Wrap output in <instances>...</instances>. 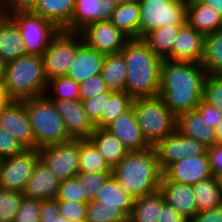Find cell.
Returning a JSON list of instances; mask_svg holds the SVG:
<instances>
[{"mask_svg": "<svg viewBox=\"0 0 222 222\" xmlns=\"http://www.w3.org/2000/svg\"><path fill=\"white\" fill-rule=\"evenodd\" d=\"M206 75L201 63L163 59L159 96L176 117L196 109Z\"/></svg>", "mask_w": 222, "mask_h": 222, "instance_id": "cell-1", "label": "cell"}, {"mask_svg": "<svg viewBox=\"0 0 222 222\" xmlns=\"http://www.w3.org/2000/svg\"><path fill=\"white\" fill-rule=\"evenodd\" d=\"M120 53L127 67L125 92L133 99L159 96L163 59L143 39H129Z\"/></svg>", "mask_w": 222, "mask_h": 222, "instance_id": "cell-2", "label": "cell"}, {"mask_svg": "<svg viewBox=\"0 0 222 222\" xmlns=\"http://www.w3.org/2000/svg\"><path fill=\"white\" fill-rule=\"evenodd\" d=\"M162 175L154 147L128 152L112 168V176L134 198L159 191Z\"/></svg>", "mask_w": 222, "mask_h": 222, "instance_id": "cell-3", "label": "cell"}, {"mask_svg": "<svg viewBox=\"0 0 222 222\" xmlns=\"http://www.w3.org/2000/svg\"><path fill=\"white\" fill-rule=\"evenodd\" d=\"M47 82L41 56L27 54L7 62L3 84L11 100L44 95Z\"/></svg>", "mask_w": 222, "mask_h": 222, "instance_id": "cell-4", "label": "cell"}, {"mask_svg": "<svg viewBox=\"0 0 222 222\" xmlns=\"http://www.w3.org/2000/svg\"><path fill=\"white\" fill-rule=\"evenodd\" d=\"M34 135V149L71 140L62 117L45 94L22 100Z\"/></svg>", "mask_w": 222, "mask_h": 222, "instance_id": "cell-5", "label": "cell"}, {"mask_svg": "<svg viewBox=\"0 0 222 222\" xmlns=\"http://www.w3.org/2000/svg\"><path fill=\"white\" fill-rule=\"evenodd\" d=\"M132 106L142 136L150 147H155L176 130L177 117L160 96L136 98Z\"/></svg>", "mask_w": 222, "mask_h": 222, "instance_id": "cell-6", "label": "cell"}, {"mask_svg": "<svg viewBox=\"0 0 222 222\" xmlns=\"http://www.w3.org/2000/svg\"><path fill=\"white\" fill-rule=\"evenodd\" d=\"M139 39L160 27L187 23V0H140Z\"/></svg>", "mask_w": 222, "mask_h": 222, "instance_id": "cell-7", "label": "cell"}, {"mask_svg": "<svg viewBox=\"0 0 222 222\" xmlns=\"http://www.w3.org/2000/svg\"><path fill=\"white\" fill-rule=\"evenodd\" d=\"M9 17L20 30L27 54L42 56L59 29L32 11L13 12Z\"/></svg>", "mask_w": 222, "mask_h": 222, "instance_id": "cell-8", "label": "cell"}, {"mask_svg": "<svg viewBox=\"0 0 222 222\" xmlns=\"http://www.w3.org/2000/svg\"><path fill=\"white\" fill-rule=\"evenodd\" d=\"M83 43L80 33L59 31L41 56L47 80L66 76L75 58L76 50Z\"/></svg>", "mask_w": 222, "mask_h": 222, "instance_id": "cell-9", "label": "cell"}, {"mask_svg": "<svg viewBox=\"0 0 222 222\" xmlns=\"http://www.w3.org/2000/svg\"><path fill=\"white\" fill-rule=\"evenodd\" d=\"M40 160L61 181L79 172L80 139H71L38 149Z\"/></svg>", "mask_w": 222, "mask_h": 222, "instance_id": "cell-10", "label": "cell"}, {"mask_svg": "<svg viewBox=\"0 0 222 222\" xmlns=\"http://www.w3.org/2000/svg\"><path fill=\"white\" fill-rule=\"evenodd\" d=\"M39 160L38 149H25L0 160V188L22 193Z\"/></svg>", "mask_w": 222, "mask_h": 222, "instance_id": "cell-11", "label": "cell"}, {"mask_svg": "<svg viewBox=\"0 0 222 222\" xmlns=\"http://www.w3.org/2000/svg\"><path fill=\"white\" fill-rule=\"evenodd\" d=\"M154 149L158 157V164L163 172L170 164L184 158L205 154L208 147L199 141L187 137L177 129L165 139L160 141Z\"/></svg>", "mask_w": 222, "mask_h": 222, "instance_id": "cell-12", "label": "cell"}, {"mask_svg": "<svg viewBox=\"0 0 222 222\" xmlns=\"http://www.w3.org/2000/svg\"><path fill=\"white\" fill-rule=\"evenodd\" d=\"M79 33L88 47L104 55L119 53L129 40L111 21H96Z\"/></svg>", "mask_w": 222, "mask_h": 222, "instance_id": "cell-13", "label": "cell"}, {"mask_svg": "<svg viewBox=\"0 0 222 222\" xmlns=\"http://www.w3.org/2000/svg\"><path fill=\"white\" fill-rule=\"evenodd\" d=\"M0 128L9 132L25 149H34V135L22 100H10L0 108Z\"/></svg>", "mask_w": 222, "mask_h": 222, "instance_id": "cell-14", "label": "cell"}, {"mask_svg": "<svg viewBox=\"0 0 222 222\" xmlns=\"http://www.w3.org/2000/svg\"><path fill=\"white\" fill-rule=\"evenodd\" d=\"M214 176L211 171L209 156L205 154L184 158L170 164L164 171L161 181H174L181 184L195 183Z\"/></svg>", "mask_w": 222, "mask_h": 222, "instance_id": "cell-15", "label": "cell"}, {"mask_svg": "<svg viewBox=\"0 0 222 222\" xmlns=\"http://www.w3.org/2000/svg\"><path fill=\"white\" fill-rule=\"evenodd\" d=\"M55 110L64 120L67 133L71 139H89L95 126L84 111L81 100L51 99Z\"/></svg>", "mask_w": 222, "mask_h": 222, "instance_id": "cell-16", "label": "cell"}, {"mask_svg": "<svg viewBox=\"0 0 222 222\" xmlns=\"http://www.w3.org/2000/svg\"><path fill=\"white\" fill-rule=\"evenodd\" d=\"M118 0H75L71 32L79 33L96 21H110Z\"/></svg>", "mask_w": 222, "mask_h": 222, "instance_id": "cell-17", "label": "cell"}, {"mask_svg": "<svg viewBox=\"0 0 222 222\" xmlns=\"http://www.w3.org/2000/svg\"><path fill=\"white\" fill-rule=\"evenodd\" d=\"M105 129L114 135L128 152L143 151L150 148L142 136L133 106Z\"/></svg>", "mask_w": 222, "mask_h": 222, "instance_id": "cell-18", "label": "cell"}, {"mask_svg": "<svg viewBox=\"0 0 222 222\" xmlns=\"http://www.w3.org/2000/svg\"><path fill=\"white\" fill-rule=\"evenodd\" d=\"M205 36L188 23L181 26L172 47V61L200 63L203 56Z\"/></svg>", "mask_w": 222, "mask_h": 222, "instance_id": "cell-19", "label": "cell"}, {"mask_svg": "<svg viewBox=\"0 0 222 222\" xmlns=\"http://www.w3.org/2000/svg\"><path fill=\"white\" fill-rule=\"evenodd\" d=\"M61 180L39 160L28 179L22 192L23 196L38 200L53 199L56 197Z\"/></svg>", "mask_w": 222, "mask_h": 222, "instance_id": "cell-20", "label": "cell"}, {"mask_svg": "<svg viewBox=\"0 0 222 222\" xmlns=\"http://www.w3.org/2000/svg\"><path fill=\"white\" fill-rule=\"evenodd\" d=\"M159 191L164 195L165 201L188 221L198 212L192 185L161 181Z\"/></svg>", "mask_w": 222, "mask_h": 222, "instance_id": "cell-21", "label": "cell"}, {"mask_svg": "<svg viewBox=\"0 0 222 222\" xmlns=\"http://www.w3.org/2000/svg\"><path fill=\"white\" fill-rule=\"evenodd\" d=\"M105 55L83 43L77 50L67 77L80 84L87 78L101 74Z\"/></svg>", "mask_w": 222, "mask_h": 222, "instance_id": "cell-22", "label": "cell"}, {"mask_svg": "<svg viewBox=\"0 0 222 222\" xmlns=\"http://www.w3.org/2000/svg\"><path fill=\"white\" fill-rule=\"evenodd\" d=\"M176 129L183 135L193 138L206 147L217 143L215 128L209 124L197 109L185 112L177 117Z\"/></svg>", "mask_w": 222, "mask_h": 222, "instance_id": "cell-23", "label": "cell"}, {"mask_svg": "<svg viewBox=\"0 0 222 222\" xmlns=\"http://www.w3.org/2000/svg\"><path fill=\"white\" fill-rule=\"evenodd\" d=\"M75 0H37L33 13L53 23L59 30L71 32Z\"/></svg>", "mask_w": 222, "mask_h": 222, "instance_id": "cell-24", "label": "cell"}, {"mask_svg": "<svg viewBox=\"0 0 222 222\" xmlns=\"http://www.w3.org/2000/svg\"><path fill=\"white\" fill-rule=\"evenodd\" d=\"M187 23L204 36L222 28L218 12L199 0H187Z\"/></svg>", "mask_w": 222, "mask_h": 222, "instance_id": "cell-25", "label": "cell"}, {"mask_svg": "<svg viewBox=\"0 0 222 222\" xmlns=\"http://www.w3.org/2000/svg\"><path fill=\"white\" fill-rule=\"evenodd\" d=\"M27 55L20 30L9 16L0 15V56L6 61Z\"/></svg>", "mask_w": 222, "mask_h": 222, "instance_id": "cell-26", "label": "cell"}, {"mask_svg": "<svg viewBox=\"0 0 222 222\" xmlns=\"http://www.w3.org/2000/svg\"><path fill=\"white\" fill-rule=\"evenodd\" d=\"M93 201L100 202V206L118 207L129 217L134 197L127 193L111 174L97 191Z\"/></svg>", "mask_w": 222, "mask_h": 222, "instance_id": "cell-27", "label": "cell"}, {"mask_svg": "<svg viewBox=\"0 0 222 222\" xmlns=\"http://www.w3.org/2000/svg\"><path fill=\"white\" fill-rule=\"evenodd\" d=\"M89 140L97 147L111 168L117 165L128 153L124 145L105 128H95Z\"/></svg>", "mask_w": 222, "mask_h": 222, "instance_id": "cell-28", "label": "cell"}, {"mask_svg": "<svg viewBox=\"0 0 222 222\" xmlns=\"http://www.w3.org/2000/svg\"><path fill=\"white\" fill-rule=\"evenodd\" d=\"M164 202L160 191L134 198L128 222H157Z\"/></svg>", "mask_w": 222, "mask_h": 222, "instance_id": "cell-29", "label": "cell"}, {"mask_svg": "<svg viewBox=\"0 0 222 222\" xmlns=\"http://www.w3.org/2000/svg\"><path fill=\"white\" fill-rule=\"evenodd\" d=\"M110 21L129 39H139V2L119 3Z\"/></svg>", "mask_w": 222, "mask_h": 222, "instance_id": "cell-30", "label": "cell"}, {"mask_svg": "<svg viewBox=\"0 0 222 222\" xmlns=\"http://www.w3.org/2000/svg\"><path fill=\"white\" fill-rule=\"evenodd\" d=\"M181 26L160 27L148 32L142 39L158 57L172 60V47Z\"/></svg>", "mask_w": 222, "mask_h": 222, "instance_id": "cell-31", "label": "cell"}, {"mask_svg": "<svg viewBox=\"0 0 222 222\" xmlns=\"http://www.w3.org/2000/svg\"><path fill=\"white\" fill-rule=\"evenodd\" d=\"M126 69L125 60L120 52L105 55L101 76L109 90L125 92Z\"/></svg>", "mask_w": 222, "mask_h": 222, "instance_id": "cell-32", "label": "cell"}, {"mask_svg": "<svg viewBox=\"0 0 222 222\" xmlns=\"http://www.w3.org/2000/svg\"><path fill=\"white\" fill-rule=\"evenodd\" d=\"M198 212L222 205V190L216 176L201 180L192 185Z\"/></svg>", "mask_w": 222, "mask_h": 222, "instance_id": "cell-33", "label": "cell"}, {"mask_svg": "<svg viewBox=\"0 0 222 222\" xmlns=\"http://www.w3.org/2000/svg\"><path fill=\"white\" fill-rule=\"evenodd\" d=\"M200 63L207 74H222V29L205 36Z\"/></svg>", "mask_w": 222, "mask_h": 222, "instance_id": "cell-34", "label": "cell"}, {"mask_svg": "<svg viewBox=\"0 0 222 222\" xmlns=\"http://www.w3.org/2000/svg\"><path fill=\"white\" fill-rule=\"evenodd\" d=\"M133 100L126 92L105 91V106L100 116V128H106L128 111L132 107Z\"/></svg>", "mask_w": 222, "mask_h": 222, "instance_id": "cell-35", "label": "cell"}, {"mask_svg": "<svg viewBox=\"0 0 222 222\" xmlns=\"http://www.w3.org/2000/svg\"><path fill=\"white\" fill-rule=\"evenodd\" d=\"M79 171L88 173H112V168L89 139H80Z\"/></svg>", "mask_w": 222, "mask_h": 222, "instance_id": "cell-36", "label": "cell"}, {"mask_svg": "<svg viewBox=\"0 0 222 222\" xmlns=\"http://www.w3.org/2000/svg\"><path fill=\"white\" fill-rule=\"evenodd\" d=\"M45 95L49 99L80 100V86L67 76L48 80Z\"/></svg>", "mask_w": 222, "mask_h": 222, "instance_id": "cell-37", "label": "cell"}, {"mask_svg": "<svg viewBox=\"0 0 222 222\" xmlns=\"http://www.w3.org/2000/svg\"><path fill=\"white\" fill-rule=\"evenodd\" d=\"M86 222H128V217L118 207L100 206L98 201H89Z\"/></svg>", "mask_w": 222, "mask_h": 222, "instance_id": "cell-38", "label": "cell"}, {"mask_svg": "<svg viewBox=\"0 0 222 222\" xmlns=\"http://www.w3.org/2000/svg\"><path fill=\"white\" fill-rule=\"evenodd\" d=\"M23 194L0 188V222H13Z\"/></svg>", "mask_w": 222, "mask_h": 222, "instance_id": "cell-39", "label": "cell"}, {"mask_svg": "<svg viewBox=\"0 0 222 222\" xmlns=\"http://www.w3.org/2000/svg\"><path fill=\"white\" fill-rule=\"evenodd\" d=\"M203 100L222 112V74L206 75Z\"/></svg>", "mask_w": 222, "mask_h": 222, "instance_id": "cell-40", "label": "cell"}, {"mask_svg": "<svg viewBox=\"0 0 222 222\" xmlns=\"http://www.w3.org/2000/svg\"><path fill=\"white\" fill-rule=\"evenodd\" d=\"M55 199L74 202H89L85 198L84 189L76 176L60 182Z\"/></svg>", "mask_w": 222, "mask_h": 222, "instance_id": "cell-41", "label": "cell"}, {"mask_svg": "<svg viewBox=\"0 0 222 222\" xmlns=\"http://www.w3.org/2000/svg\"><path fill=\"white\" fill-rule=\"evenodd\" d=\"M111 174L112 173H88L80 171L76 174L79 183L84 189L85 198L88 201H93L97 191Z\"/></svg>", "mask_w": 222, "mask_h": 222, "instance_id": "cell-42", "label": "cell"}, {"mask_svg": "<svg viewBox=\"0 0 222 222\" xmlns=\"http://www.w3.org/2000/svg\"><path fill=\"white\" fill-rule=\"evenodd\" d=\"M41 200L23 196L13 222H40Z\"/></svg>", "mask_w": 222, "mask_h": 222, "instance_id": "cell-43", "label": "cell"}, {"mask_svg": "<svg viewBox=\"0 0 222 222\" xmlns=\"http://www.w3.org/2000/svg\"><path fill=\"white\" fill-rule=\"evenodd\" d=\"M60 214L70 222H86L88 202L57 200Z\"/></svg>", "mask_w": 222, "mask_h": 222, "instance_id": "cell-44", "label": "cell"}, {"mask_svg": "<svg viewBox=\"0 0 222 222\" xmlns=\"http://www.w3.org/2000/svg\"><path fill=\"white\" fill-rule=\"evenodd\" d=\"M84 111L95 128H100V116L105 106V92H101L92 98L81 100Z\"/></svg>", "mask_w": 222, "mask_h": 222, "instance_id": "cell-45", "label": "cell"}, {"mask_svg": "<svg viewBox=\"0 0 222 222\" xmlns=\"http://www.w3.org/2000/svg\"><path fill=\"white\" fill-rule=\"evenodd\" d=\"M80 86V100H86L95 95L108 91L104 79L101 74L87 78Z\"/></svg>", "mask_w": 222, "mask_h": 222, "instance_id": "cell-46", "label": "cell"}, {"mask_svg": "<svg viewBox=\"0 0 222 222\" xmlns=\"http://www.w3.org/2000/svg\"><path fill=\"white\" fill-rule=\"evenodd\" d=\"M25 148L9 132L0 128V160L19 154Z\"/></svg>", "mask_w": 222, "mask_h": 222, "instance_id": "cell-47", "label": "cell"}, {"mask_svg": "<svg viewBox=\"0 0 222 222\" xmlns=\"http://www.w3.org/2000/svg\"><path fill=\"white\" fill-rule=\"evenodd\" d=\"M37 0H0V15L9 16L13 12L32 11Z\"/></svg>", "mask_w": 222, "mask_h": 222, "instance_id": "cell-48", "label": "cell"}, {"mask_svg": "<svg viewBox=\"0 0 222 222\" xmlns=\"http://www.w3.org/2000/svg\"><path fill=\"white\" fill-rule=\"evenodd\" d=\"M196 109L201 113L202 117L206 119L209 124V128H215L222 119V112H220L216 107L208 104L203 99L198 103Z\"/></svg>", "mask_w": 222, "mask_h": 222, "instance_id": "cell-49", "label": "cell"}, {"mask_svg": "<svg viewBox=\"0 0 222 222\" xmlns=\"http://www.w3.org/2000/svg\"><path fill=\"white\" fill-rule=\"evenodd\" d=\"M59 214V206L55 198L41 201L39 211L40 222H54L55 217Z\"/></svg>", "mask_w": 222, "mask_h": 222, "instance_id": "cell-50", "label": "cell"}, {"mask_svg": "<svg viewBox=\"0 0 222 222\" xmlns=\"http://www.w3.org/2000/svg\"><path fill=\"white\" fill-rule=\"evenodd\" d=\"M207 153L209 156V162L212 174L215 176L222 171V142L208 147Z\"/></svg>", "mask_w": 222, "mask_h": 222, "instance_id": "cell-51", "label": "cell"}, {"mask_svg": "<svg viewBox=\"0 0 222 222\" xmlns=\"http://www.w3.org/2000/svg\"><path fill=\"white\" fill-rule=\"evenodd\" d=\"M158 217L157 222H189L166 201L163 203L162 210H160V216Z\"/></svg>", "mask_w": 222, "mask_h": 222, "instance_id": "cell-52", "label": "cell"}, {"mask_svg": "<svg viewBox=\"0 0 222 222\" xmlns=\"http://www.w3.org/2000/svg\"><path fill=\"white\" fill-rule=\"evenodd\" d=\"M189 222H222V205L210 210L197 212Z\"/></svg>", "mask_w": 222, "mask_h": 222, "instance_id": "cell-53", "label": "cell"}, {"mask_svg": "<svg viewBox=\"0 0 222 222\" xmlns=\"http://www.w3.org/2000/svg\"><path fill=\"white\" fill-rule=\"evenodd\" d=\"M200 2L214 8L222 18V0H199Z\"/></svg>", "mask_w": 222, "mask_h": 222, "instance_id": "cell-54", "label": "cell"}, {"mask_svg": "<svg viewBox=\"0 0 222 222\" xmlns=\"http://www.w3.org/2000/svg\"><path fill=\"white\" fill-rule=\"evenodd\" d=\"M11 99L7 96L3 81H0V108L5 106Z\"/></svg>", "mask_w": 222, "mask_h": 222, "instance_id": "cell-55", "label": "cell"}, {"mask_svg": "<svg viewBox=\"0 0 222 222\" xmlns=\"http://www.w3.org/2000/svg\"><path fill=\"white\" fill-rule=\"evenodd\" d=\"M215 132H216V140H217V143L222 142V119H221V121L215 126Z\"/></svg>", "mask_w": 222, "mask_h": 222, "instance_id": "cell-56", "label": "cell"}, {"mask_svg": "<svg viewBox=\"0 0 222 222\" xmlns=\"http://www.w3.org/2000/svg\"><path fill=\"white\" fill-rule=\"evenodd\" d=\"M7 62L0 56V81H3Z\"/></svg>", "mask_w": 222, "mask_h": 222, "instance_id": "cell-57", "label": "cell"}, {"mask_svg": "<svg viewBox=\"0 0 222 222\" xmlns=\"http://www.w3.org/2000/svg\"><path fill=\"white\" fill-rule=\"evenodd\" d=\"M54 222H70V221L65 217H63L61 214H59L57 215V217H55Z\"/></svg>", "mask_w": 222, "mask_h": 222, "instance_id": "cell-58", "label": "cell"}, {"mask_svg": "<svg viewBox=\"0 0 222 222\" xmlns=\"http://www.w3.org/2000/svg\"><path fill=\"white\" fill-rule=\"evenodd\" d=\"M217 181H218V185L222 190V171H220L219 173H217L216 175Z\"/></svg>", "mask_w": 222, "mask_h": 222, "instance_id": "cell-59", "label": "cell"}, {"mask_svg": "<svg viewBox=\"0 0 222 222\" xmlns=\"http://www.w3.org/2000/svg\"><path fill=\"white\" fill-rule=\"evenodd\" d=\"M140 0H118V3L139 2Z\"/></svg>", "mask_w": 222, "mask_h": 222, "instance_id": "cell-60", "label": "cell"}]
</instances>
